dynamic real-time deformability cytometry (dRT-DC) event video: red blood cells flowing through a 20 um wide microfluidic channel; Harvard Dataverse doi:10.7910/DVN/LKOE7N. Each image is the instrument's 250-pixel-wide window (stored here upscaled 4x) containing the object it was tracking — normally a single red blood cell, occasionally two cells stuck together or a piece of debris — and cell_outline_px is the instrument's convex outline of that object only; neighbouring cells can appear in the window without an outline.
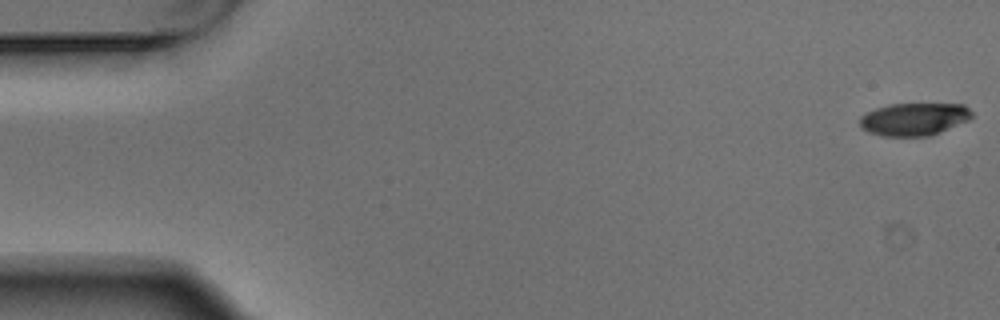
{"species": "Egyptian fruit bat (a non-hibernating species)", "species_latin": "Rousettus aegyptiacus", "temperature_condition": "warm", "stored_images_in_passage": 5, "camera_frame_rate_fps": 3000, "um_per_image_px": 0.085, "animal": {"sex": "male"}, "frame": {"image": 1, "passage_image": 1, "time_ms": 0.0, "image_size_px": [1000, 320], "cell_outline_px": [[972, 116], [968, 120], [932, 136], [880, 136], [868, 132], [860, 128], [860, 116], [864, 112], [888, 104], [964, 104], [972, 112]], "centroid_in_image_um": [77.66, 10.13], "position_along_channel_um": 7.3, "area_um2": 21.56}}
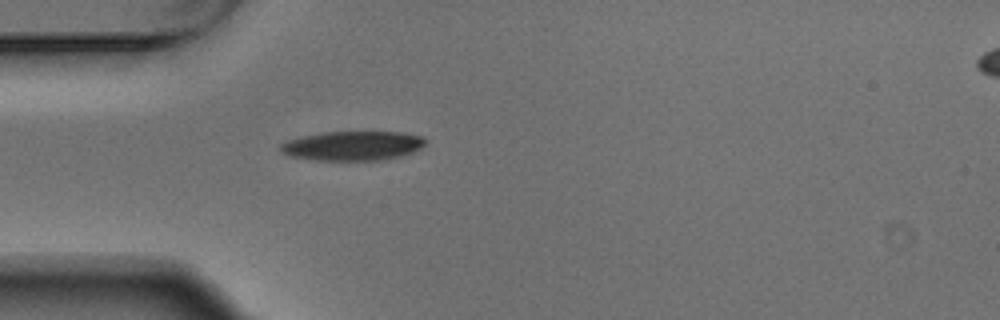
{"frame": {"image": 2, "passage_image": 5, "time_ms": 1.333, "image_size_px": [1000, 320], "cell_outline_px": [[428, 140], [420, 148], [412, 152], [400, 156], [380, 160], [312, 160], [288, 156], [280, 152], [280, 144], [288, 140], [304, 136], [324, 132], [400, 132], [420, 136]], "centroid_in_image_um": [29.94, 12.4], "position_along_channel_um": 55.1, "area_um2": 24.74}}